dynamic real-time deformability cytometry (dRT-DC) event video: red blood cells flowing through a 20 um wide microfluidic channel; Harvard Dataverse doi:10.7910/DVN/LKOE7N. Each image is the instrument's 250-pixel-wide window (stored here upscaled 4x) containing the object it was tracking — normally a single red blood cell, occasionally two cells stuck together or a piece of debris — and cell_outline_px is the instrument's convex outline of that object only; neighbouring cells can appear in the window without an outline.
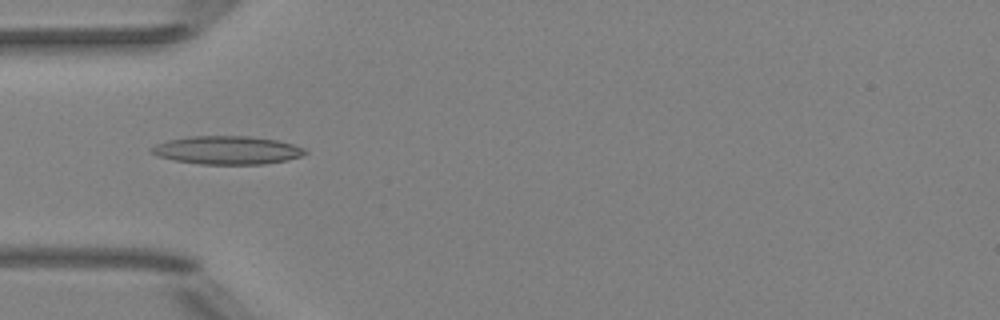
{"species": "Egyptian fruit bat (a non-hibernating species)", "species_latin": "Rousettus aegyptiacus", "temperature_condition": "room temperature", "stored_images_in_passage": 8, "camera_frame_rate_fps": 3000, "um_per_image_px": 0.085, "animal": {"sex": "female"}, "frame": {"image": 1, "passage_image": 5, "time_ms": 4.667, "image_size_px": [1000, 320], "cell_outline_px": [[308, 152], [300, 156], [288, 160], [264, 164], [200, 164], [172, 160], [156, 156], [148, 152], [148, 148], [156, 144], [168, 140], [192, 136], [248, 136], [276, 140], [292, 144], [304, 148]], "centroid_in_image_um": [19.25, 12.77], "position_along_channel_um": 65.8, "area_um2": 25.43}}
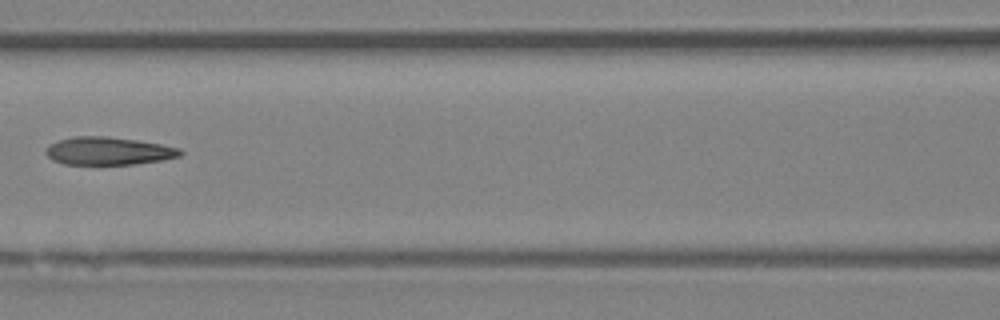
{"frame": {"image": 2, "passage_image": 7, "time_ms": 7.0, "image_size_px": [1000, 320], "cell_outline_px": [[184, 152], [180, 156], [160, 160], [132, 164], [64, 164], [52, 160], [44, 152], [44, 148], [48, 144], [72, 136], [104, 136], [136, 140], [160, 144], [180, 148]], "centroid_in_image_um": [9.16, 12.83], "position_along_channel_um": 157.4, "area_um2": 21.79}}
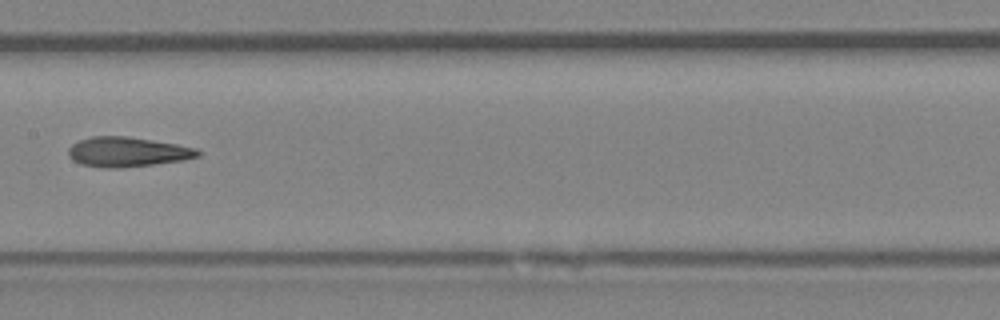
{"frame": {"image": 3, "passage_image": 8, "time_ms": 8.0, "image_size_px": [1000, 320], "cell_outline_px": [[200, 156], [180, 160], [152, 164], [120, 168], [100, 168], [80, 164], [72, 160], [68, 156], [68, 148], [72, 144], [80, 140], [92, 136], [128, 136], [176, 144], [196, 148], [200, 152]], "centroid_in_image_um": [10.77, 12.91], "position_along_channel_um": 196.6, "area_um2": 22.43}}